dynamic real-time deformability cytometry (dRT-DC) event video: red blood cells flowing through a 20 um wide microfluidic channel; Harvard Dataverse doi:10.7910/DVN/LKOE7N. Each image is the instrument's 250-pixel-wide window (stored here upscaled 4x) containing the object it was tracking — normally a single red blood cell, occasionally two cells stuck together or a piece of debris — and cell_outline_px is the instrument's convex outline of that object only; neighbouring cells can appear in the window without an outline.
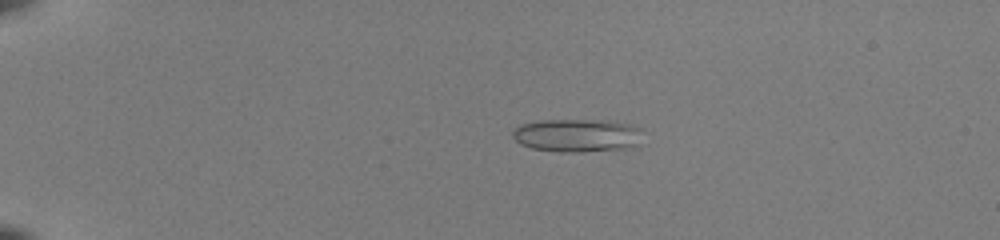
{"species": "common noctule bat (a hibernating species)", "species_latin": "Nyctalus noctula", "temperature_condition": "room temperature", "stored_images_in_passage": 46, "camera_frame_rate_fps": 3000, "um_per_image_px": 0.085, "animal": {"sex": "female", "body_mass_g": 22.0, "forearm_length_mm": 56.7}, "frame": {"image": 1, "passage_image": 6, "time_ms": 1.667, "image_size_px": [1000, 240], "cell_outline_px": [[644, 128], [640, 144], [632, 148], [580, 152], [560, 152], [532, 148], [520, 144], [512, 136], [512, 128], [520, 124], [540, 120], [608, 120], [632, 124]], "centroid_in_image_um": [49.12, 11.5], "position_along_channel_um": 35.9, "area_um2": 25.84}}
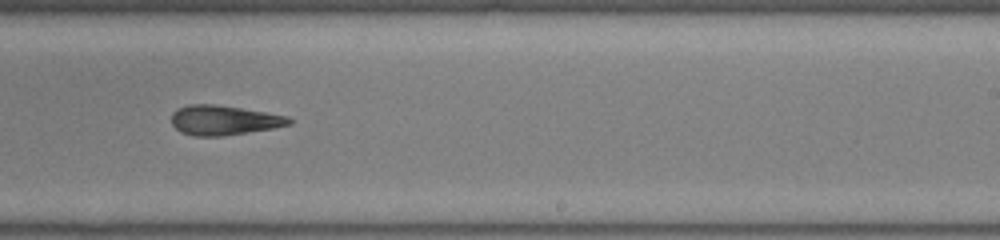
{"frame": {"image": 2, "passage_image": 29, "time_ms": 9.333, "image_size_px": [1000, 240], "cell_outline_px": [[292, 124], [272, 128], [224, 136], [196, 136], [180, 132], [172, 124], [172, 112], [176, 108], [188, 104], [216, 104], [288, 116], [292, 120]], "centroid_in_image_um": [18.99, 10.21], "position_along_channel_um": 270.0, "area_um2": 20.35}}
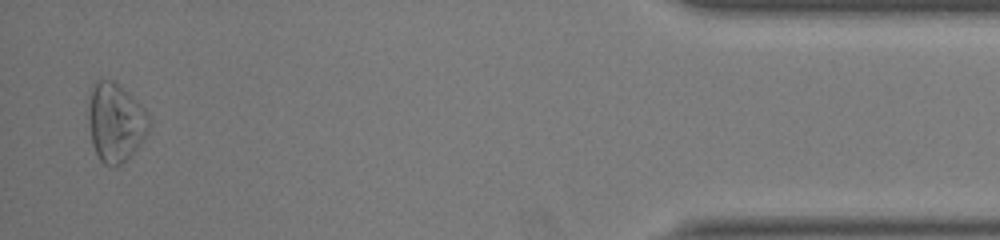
{"frame": {"image": 3, "passage_image": 45, "time_ms": 14.667, "image_size_px": [1000, 240], "cell_outline_px": [[152, 124], [144, 140], [120, 164], [104, 164], [100, 160], [92, 144], [88, 124], [88, 108], [92, 84], [96, 80], [112, 80], [120, 84], [144, 108]], "centroid_in_image_um": [9.82, 10.35], "position_along_channel_um": 425.4, "area_um2": 27.8}, "authors_computed_cell_mechanics": {"area_um2": 22.1374, "velocity_mm_per_s": 4.0257, "shape_relaxation_time_tau1_ms": 9.301, "shape_relaxation_time_tau2_ms": 3.4124, "deformation_change_tau1": 0.1885, "deformation_change_tau2": 0.1345}}